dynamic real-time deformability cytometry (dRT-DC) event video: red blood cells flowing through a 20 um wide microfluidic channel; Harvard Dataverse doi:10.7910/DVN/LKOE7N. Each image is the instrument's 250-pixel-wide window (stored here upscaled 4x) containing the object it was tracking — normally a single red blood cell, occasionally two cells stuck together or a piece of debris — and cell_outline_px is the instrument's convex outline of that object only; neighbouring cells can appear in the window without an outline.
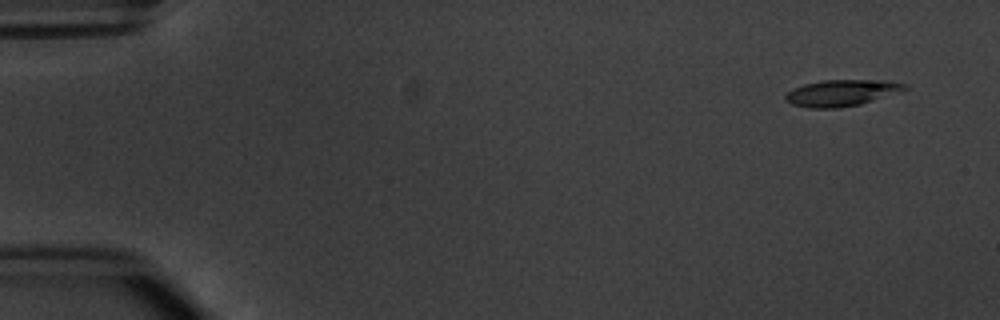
{"species": "common noctule bat (a hibernating species)", "species_latin": "Nyctalus noctula", "temperature_condition": "warm", "stored_images_in_passage": 4, "camera_frame_rate_fps": 3000, "um_per_image_px": 0.085, "animal": {"sex": "male", "body_mass_g": 20.1, "forearm_length_mm": 53.5}, "frame": {"image": 1, "passage_image": 1, "time_ms": 0.0, "image_size_px": [1000, 320], "cell_outline_px": [[912, 88], [860, 104], [840, 108], [808, 108], [792, 104], [784, 100], [784, 96], [788, 92], [804, 84], [824, 80], [888, 80], [908, 84]], "centroid_in_image_um": [71.59, 7.89], "position_along_channel_um": 13.4, "area_um2": 18.44}}
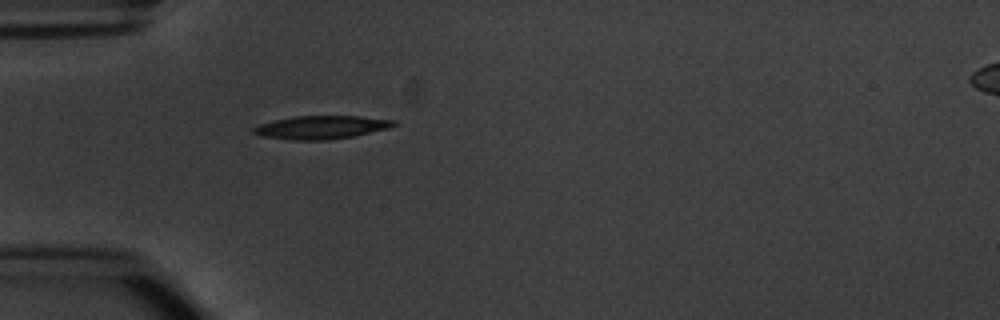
{"frame": {"image": 2, "passage_image": 4, "time_ms": 4.333, "image_size_px": [1000, 320], "cell_outline_px": [[396, 124], [388, 128], [352, 136], [328, 140], [292, 140], [260, 136], [252, 132], [252, 128], [260, 124], [276, 120], [296, 116], [360, 116], [396, 120]], "centroid_in_image_um": [27.29, 10.82], "position_along_channel_um": 57.7, "area_um2": 18.84}}